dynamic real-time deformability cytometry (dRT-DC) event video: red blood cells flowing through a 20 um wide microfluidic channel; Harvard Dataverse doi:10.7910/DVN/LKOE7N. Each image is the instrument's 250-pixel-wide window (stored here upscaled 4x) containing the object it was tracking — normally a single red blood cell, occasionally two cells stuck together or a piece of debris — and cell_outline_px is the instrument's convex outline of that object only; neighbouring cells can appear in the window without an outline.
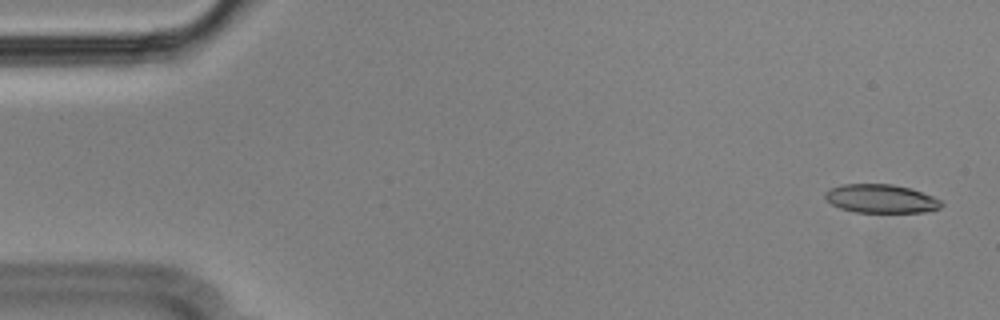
{"species": "Egyptian fruit bat (a non-hibernating species)", "species_latin": "Rousettus aegyptiacus", "temperature_condition": "cold", "stored_images_in_passage": 56, "camera_frame_rate_fps": 3000, "um_per_image_px": 0.085, "animal": {"sex": "male"}, "frame": {"image": 1, "passage_image": 2, "time_ms": 0.333, "image_size_px": [1000, 320], "cell_outline_px": [[944, 204], [940, 208], [924, 212], [856, 212], [840, 208], [832, 204], [824, 196], [824, 192], [828, 188], [844, 184], [892, 184], [912, 188], [932, 196], [940, 200]], "centroid_in_image_um": [74.88, 16.88], "position_along_channel_um": 10.1, "area_um2": 19.42}}
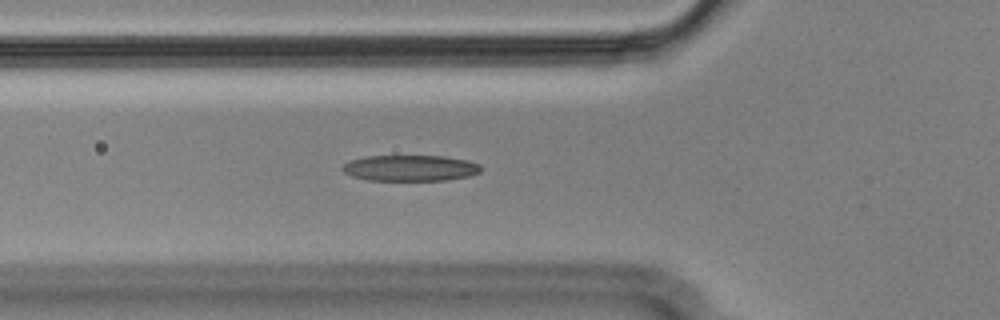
{"frame": {"image": 2, "passage_image": 19, "time_ms": 6.0, "image_size_px": [1000, 320], "cell_outline_px": [[480, 172], [468, 176], [448, 180], [368, 180], [352, 176], [344, 172], [340, 168], [348, 160], [364, 156], [444, 156], [468, 160], [480, 164]], "centroid_in_image_um": [34.84, 14.28], "position_along_channel_um": 91.0, "area_um2": 21.04}}
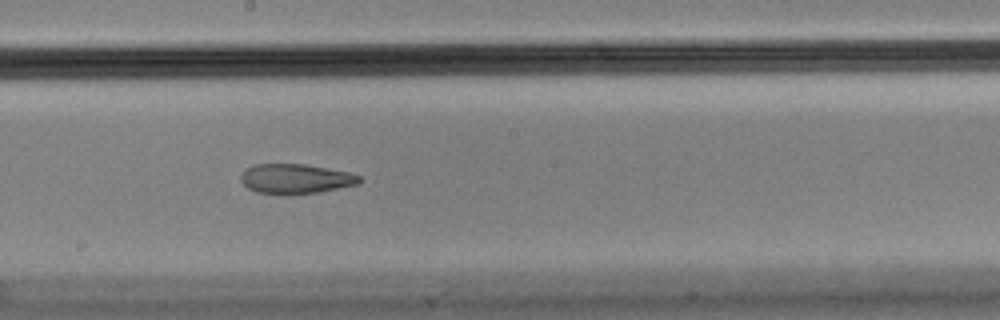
{"frame": {"image": 3, "passage_image": 30, "time_ms": 9.667, "image_size_px": [1000, 320], "cell_outline_px": [[360, 184], [320, 192], [292, 196], [288, 196], [256, 192], [248, 188], [240, 180], [240, 176], [244, 168], [252, 164], [304, 164], [348, 172], [360, 176]], "centroid_in_image_um": [25.08, 15.22], "position_along_channel_um": 223.1, "area_um2": 21.04}, "authors_computed_cell_mechanics": {"area_um2": 21.5305, "velocity_mm_per_s": 3.5821, "shape_relaxation_time_tau1_ms": null, "shape_relaxation_time_tau2_ms": 2.6602, "deformation_change_tau1": null, "deformation_change_tau2": 0.1041}}